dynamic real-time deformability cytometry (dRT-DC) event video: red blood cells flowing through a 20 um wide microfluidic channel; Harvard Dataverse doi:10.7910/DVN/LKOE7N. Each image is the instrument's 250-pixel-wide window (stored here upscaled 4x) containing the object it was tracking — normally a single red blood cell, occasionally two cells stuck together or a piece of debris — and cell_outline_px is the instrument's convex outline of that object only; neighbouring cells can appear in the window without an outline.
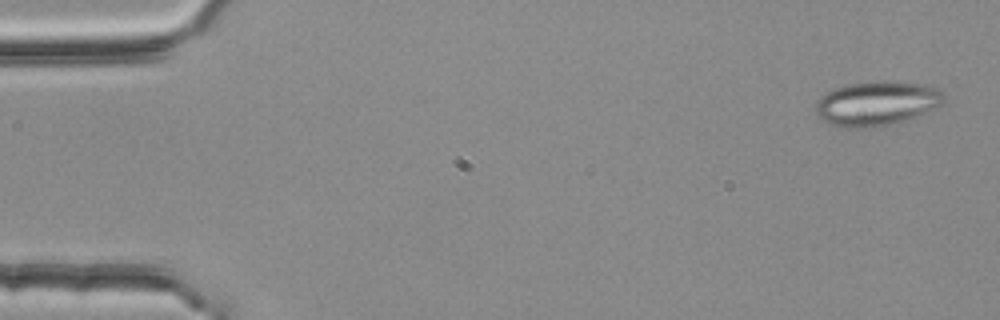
{"species": "common noctule bat (a hibernating species)", "species_latin": "Nyctalus noctula", "temperature_condition": "room temperature", "stored_images_in_passage": 3, "camera_frame_rate_fps": 3000, "um_per_image_px": 0.085, "animal": {"sex": "female", "body_mass_g": 25.1}, "frame": {"image": 1, "passage_image": 1, "time_ms": 0.0, "image_size_px": [1000, 320], "cell_outline_px": [[948, 100], [944, 104], [904, 120], [872, 128], [840, 128], [820, 120], [816, 116], [816, 100], [820, 96], [832, 88], [848, 84], [880, 80], [892, 80], [924, 84], [940, 88], [948, 96]], "centroid_in_image_um": [74.53, 8.77], "position_along_channel_um": 10.5, "area_um2": 34.04}}
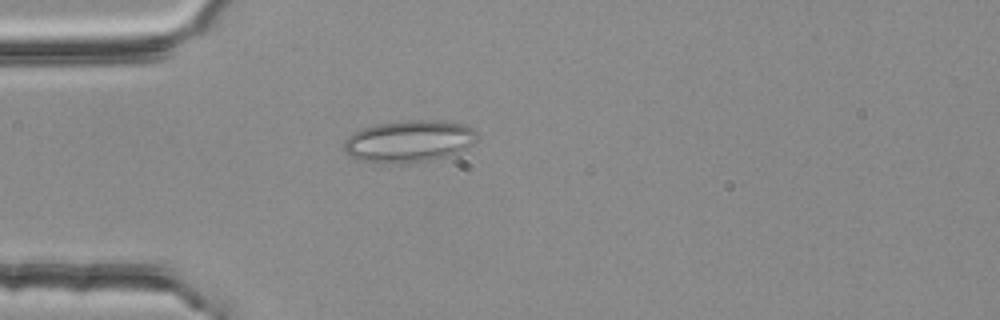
{"frame": {"image": 2, "passage_image": 3, "time_ms": 0.667, "image_size_px": [1000, 320], "cell_outline_px": [[476, 132], [472, 144], [468, 148], [460, 152], [428, 160], [360, 160], [352, 156], [344, 148], [344, 140], [352, 132], [360, 128], [376, 124], [404, 120], [440, 120], [464, 124], [472, 128]], "centroid_in_image_um": [34.79, 11.93], "position_along_channel_um": 50.2, "area_um2": 31.44}}